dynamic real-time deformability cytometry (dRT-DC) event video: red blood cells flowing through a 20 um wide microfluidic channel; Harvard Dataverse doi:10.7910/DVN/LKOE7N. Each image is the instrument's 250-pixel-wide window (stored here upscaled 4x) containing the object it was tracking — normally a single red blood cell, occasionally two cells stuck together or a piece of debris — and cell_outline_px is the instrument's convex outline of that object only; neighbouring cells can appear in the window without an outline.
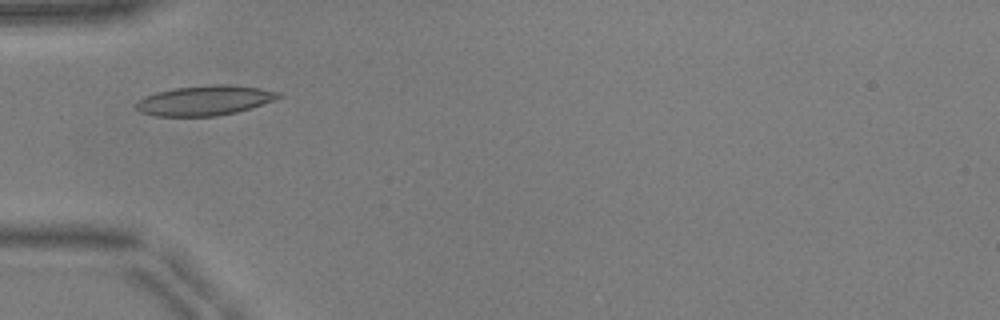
{"species": "common noctule bat (a hibernating species)", "species_latin": "Nyctalus noctula", "temperature_condition": "warm", "stored_images_in_passage": 45, "camera_frame_rate_fps": 3000, "um_per_image_px": 0.085, "animal": {"sex": "male", "body_mass_g": 17.9, "forearm_length_mm": 54.2}, "frame": {"image": 1, "passage_image": 11, "time_ms": 3.333, "image_size_px": [1000, 320], "cell_outline_px": [[284, 96], [276, 100], [236, 112], [216, 116], [156, 116], [140, 112], [132, 104], [144, 96], [156, 92], [176, 88], [216, 84], [228, 84], [260, 88], [280, 92]], "centroid_in_image_um": [17.4, 8.54], "position_along_channel_um": 67.6, "area_um2": 24.91}}
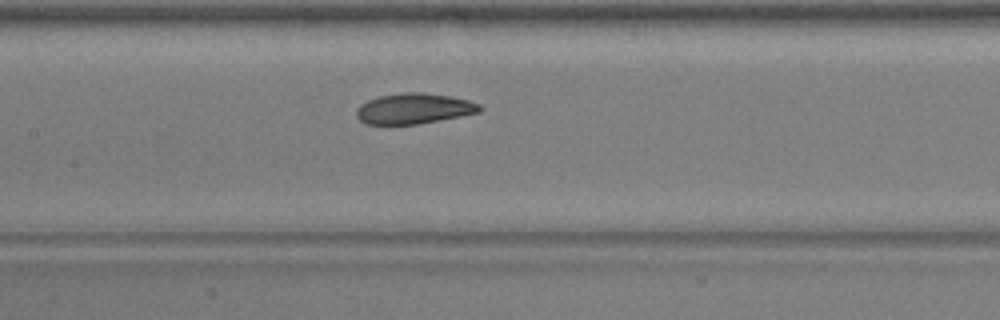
{"frame": {"image": 2, "passage_image": 19, "time_ms": 6.0, "image_size_px": [1000, 320], "cell_outline_px": [[484, 108], [480, 112], [460, 116], [416, 124], [364, 124], [356, 116], [356, 108], [360, 104], [368, 100], [380, 96], [404, 92], [424, 92], [448, 96], [468, 100], [480, 104]], "centroid_in_image_um": [35.17, 9.23], "position_along_channel_um": 172.2, "area_um2": 21.91}}
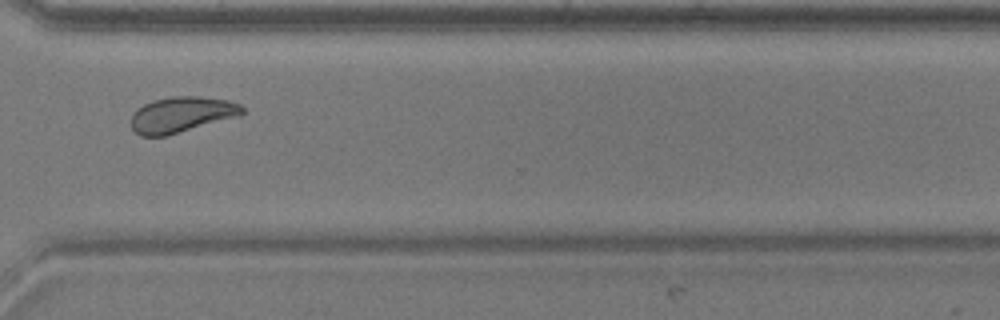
{"frame": {"image": 3, "passage_image": 33, "time_ms": 10.667, "image_size_px": [1000, 320], "cell_outline_px": [[244, 112], [240, 116], [164, 136], [140, 136], [132, 128], [132, 112], [136, 108], [152, 100], [172, 96], [200, 96], [228, 100], [240, 104], [244, 108]], "centroid_in_image_um": [15.44, 9.72], "position_along_channel_um": 355.2, "area_um2": 23.18}, "authors_computed_cell_mechanics": {"area_um2": 23.12, "velocity_mm_per_s": 3.9234, "shape_relaxation_time_tau1_ms": 5.7881, "shape_relaxation_time_tau2_ms": 1.9929, "deformation_change_tau1": 0.1577, "deformation_change_tau2": 0.066}}